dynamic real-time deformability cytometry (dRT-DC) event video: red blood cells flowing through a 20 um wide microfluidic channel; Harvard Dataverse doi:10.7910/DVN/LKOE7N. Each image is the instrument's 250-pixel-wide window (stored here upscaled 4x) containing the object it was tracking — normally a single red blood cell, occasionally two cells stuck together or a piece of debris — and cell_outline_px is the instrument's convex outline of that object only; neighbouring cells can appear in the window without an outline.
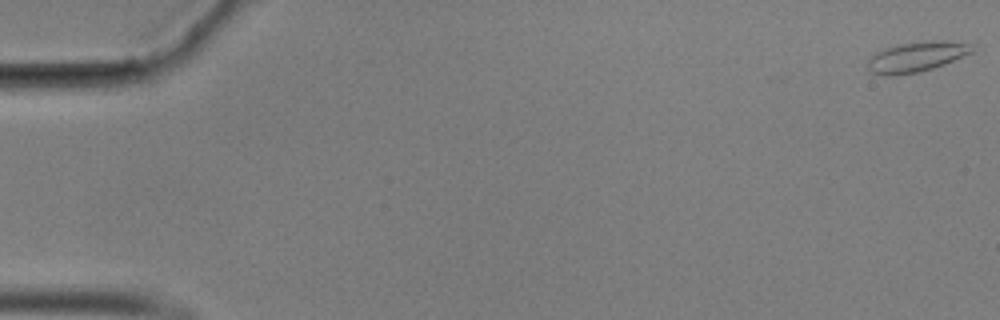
{"species": "common noctule bat (a hibernating species)", "species_latin": "Nyctalus noctula", "temperature_condition": "cold", "stored_images_in_passage": 7, "camera_frame_rate_fps": 3000, "um_per_image_px": 0.085, "animal": {"sex": "male", "body_mass_g": 17.9}, "frame": {"image": 1, "passage_image": 1, "time_ms": 0.0, "image_size_px": [1000, 320], "cell_outline_px": [[972, 52], [944, 64], [920, 72], [888, 76], [884, 76], [872, 72], [868, 68], [868, 60], [876, 52], [884, 48], [924, 40], [944, 40], [968, 44]], "centroid_in_image_um": [77.85, 4.83], "position_along_channel_um": 7.1, "area_um2": 17.98}}